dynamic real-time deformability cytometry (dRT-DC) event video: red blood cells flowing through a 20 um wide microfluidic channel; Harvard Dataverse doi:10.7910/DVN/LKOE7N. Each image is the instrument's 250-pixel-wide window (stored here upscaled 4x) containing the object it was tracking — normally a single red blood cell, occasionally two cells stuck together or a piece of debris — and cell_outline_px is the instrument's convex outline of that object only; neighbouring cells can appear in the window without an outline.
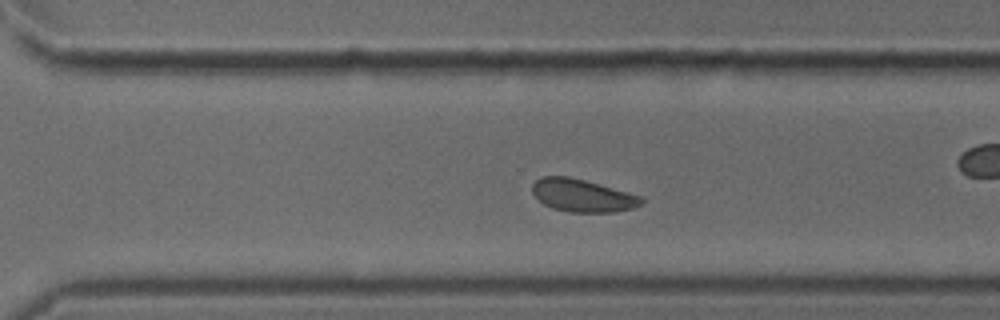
{"species": "common noctule bat (a hibernating species)", "species_latin": "Nyctalus noctula", "temperature_condition": "cold", "stored_images_in_passage": 29, "camera_frame_rate_fps": 3000, "um_per_image_px": 0.085, "animal": {"sex": "male", "body_mass_g": 18.8}, "frame": {"image": 1, "passage_image": 17, "time_ms": 5.333, "image_size_px": [1000, 320], "cell_outline_px": [[644, 200], [640, 204], [632, 208], [616, 212], [568, 212], [552, 208], [544, 204], [532, 192], [532, 184], [536, 180], [544, 176], [568, 176], [584, 180], [644, 196]], "centroid_in_image_um": [49.52, 16.62], "position_along_channel_um": 321.1, "area_um2": 20.75}}